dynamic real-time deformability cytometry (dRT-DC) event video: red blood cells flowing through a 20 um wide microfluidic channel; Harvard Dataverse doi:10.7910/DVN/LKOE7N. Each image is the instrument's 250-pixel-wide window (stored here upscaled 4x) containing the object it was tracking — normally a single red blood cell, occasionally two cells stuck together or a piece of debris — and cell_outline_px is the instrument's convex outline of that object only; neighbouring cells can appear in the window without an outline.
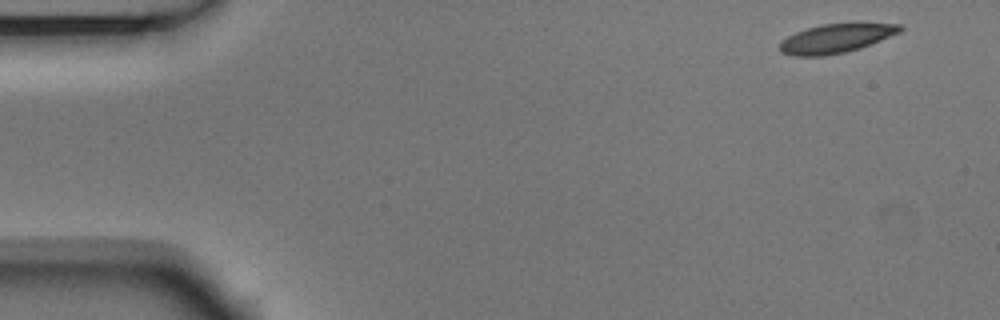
{"species": "Egyptian fruit bat (a non-hibernating species)", "species_latin": "Rousettus aegyptiacus", "temperature_condition": "room temperature", "stored_images_in_passage": 7, "camera_frame_rate_fps": 3000, "um_per_image_px": 0.085, "animal": {"sex": "male"}, "frame": {"image": 1, "passage_image": 1, "time_ms": 0.0, "image_size_px": [1000, 320], "cell_outline_px": [[904, 28], [900, 32], [860, 48], [844, 52], [824, 56], [792, 56], [780, 52], [780, 44], [788, 36], [796, 32], [808, 28], [824, 24], [856, 20], [864, 20], [904, 24]], "centroid_in_image_um": [71.19, 3.2], "position_along_channel_um": 13.8, "area_um2": 21.15}}
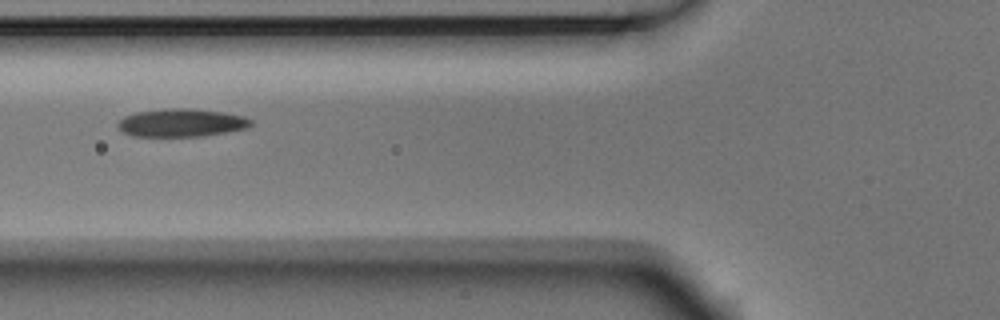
{"frame": {"image": 2, "passage_image": 5, "time_ms": 1.333, "image_size_px": [1000, 320], "cell_outline_px": [[252, 124], [248, 128], [228, 132], [204, 136], [132, 136], [124, 132], [116, 124], [124, 116], [136, 112], [164, 108], [188, 108], [224, 112], [244, 116], [252, 120]], "centroid_in_image_um": [15.45, 10.43], "position_along_channel_um": 110.4, "area_um2": 21.85}}
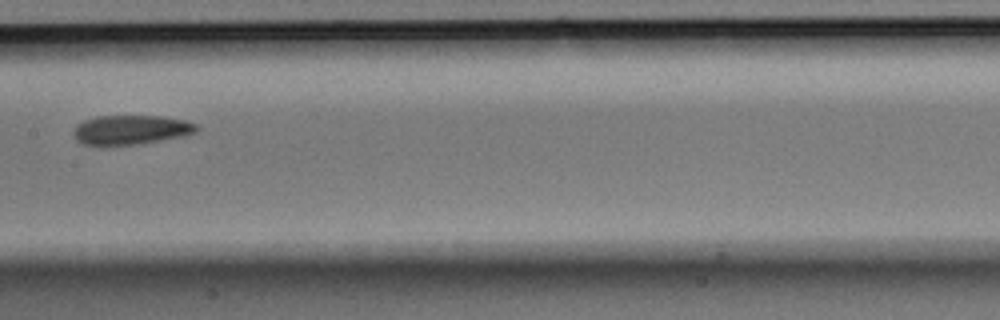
{"frame": {"image": 3, "passage_image": 7, "time_ms": 2.0, "image_size_px": [1000, 320], "cell_outline_px": [[200, 128], [196, 132], [160, 140], [140, 144], [108, 148], [84, 144], [76, 140], [72, 132], [76, 124], [84, 120], [96, 116], [160, 116], [184, 120], [196, 124]], "centroid_in_image_um": [11.03, 11.06], "position_along_channel_um": 196.4, "area_um2": 21.56}}